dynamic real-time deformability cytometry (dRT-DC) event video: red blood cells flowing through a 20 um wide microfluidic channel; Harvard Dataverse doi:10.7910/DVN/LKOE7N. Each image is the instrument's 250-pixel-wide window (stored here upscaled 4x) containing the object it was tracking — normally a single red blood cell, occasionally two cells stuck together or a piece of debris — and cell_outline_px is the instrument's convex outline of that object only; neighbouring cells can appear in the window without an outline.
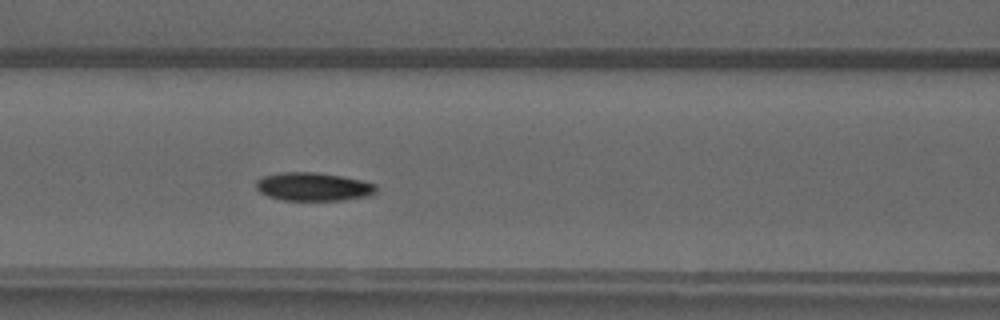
{"species": "common noctule bat (a hibernating species)", "species_latin": "Nyctalus noctula", "temperature_condition": "warm", "stored_images_in_passage": 47, "camera_frame_rate_fps": 3000, "um_per_image_px": 0.085, "animal": {"sex": "male", "forearm_length_mm": 52.5}, "frame": {"image": 1, "passage_image": 18, "time_ms": 5.667, "image_size_px": [1000, 320], "cell_outline_px": [[376, 192], [372, 196], [344, 200], [284, 200], [268, 196], [260, 192], [256, 188], [256, 180], [264, 176], [280, 172], [316, 172], [364, 180], [376, 184]], "centroid_in_image_um": [26.67, 15.87], "position_along_channel_um": 139.9, "area_um2": 20.0}}
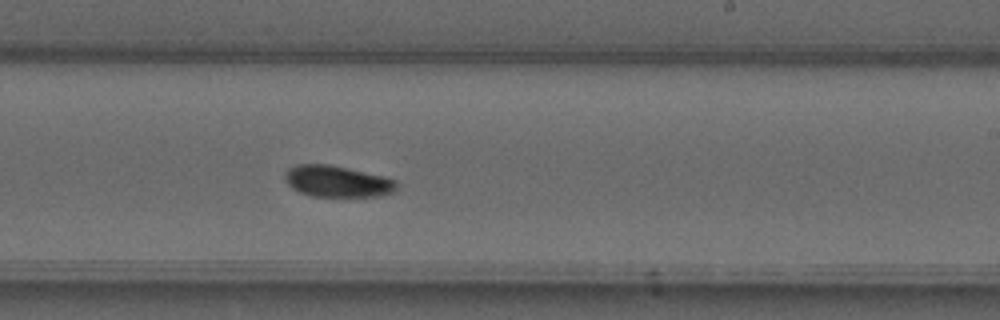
{"frame": {"image": 2, "passage_image": 27, "time_ms": 8.667, "image_size_px": [1000, 320], "cell_outline_px": [[396, 192], [380, 196], [312, 196], [300, 192], [292, 188], [284, 180], [284, 172], [288, 168], [296, 164], [328, 164], [348, 168], [384, 176], [396, 180]], "centroid_in_image_um": [28.65, 15.41], "position_along_channel_um": 260.3, "area_um2": 20.58}}
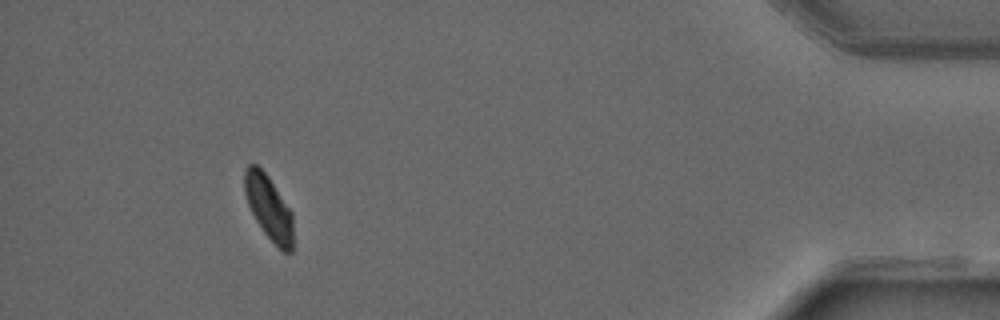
{"frame": {"image": 3, "passage_image": 43, "time_ms": 14.0, "image_size_px": [1000, 320], "cell_outline_px": [[292, 252], [284, 252], [264, 232], [256, 220], [248, 204], [244, 192], [244, 168], [248, 164], [256, 164], [268, 176], [292, 212]], "centroid_in_image_um": [22.82, 17.6], "position_along_channel_um": 412.4, "area_um2": 17.92}, "authors_computed_cell_mechanics": {"area_um2": 19.4208, "velocity_mm_per_s": 4.0285, "shape_relaxation_time_tau1_ms": 3.4298, "shape_relaxation_time_tau2_ms": null, "deformation_change_tau1": 0.1366, "deformation_change_tau2": null}}